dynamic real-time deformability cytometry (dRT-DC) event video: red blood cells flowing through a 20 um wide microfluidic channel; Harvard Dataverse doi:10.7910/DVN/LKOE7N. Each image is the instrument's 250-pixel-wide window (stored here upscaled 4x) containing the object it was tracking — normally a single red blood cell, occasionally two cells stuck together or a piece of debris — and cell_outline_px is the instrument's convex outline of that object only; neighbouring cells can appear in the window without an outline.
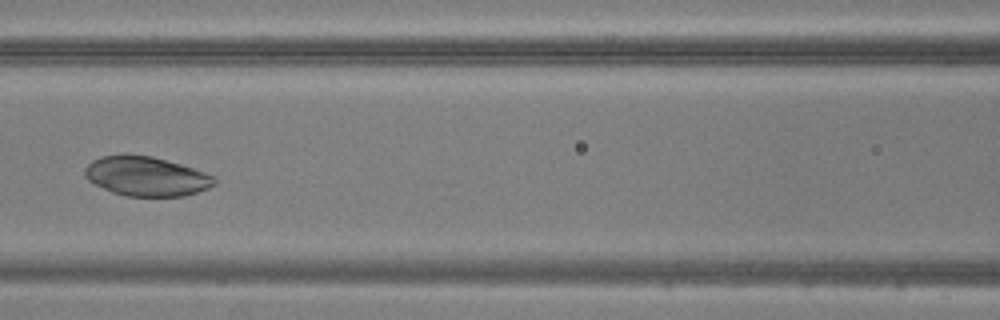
{"species": "common noctule bat (a hibernating species)", "species_latin": "Nyctalus noctula", "temperature_condition": "warm", "stored_images_in_passage": 42, "camera_frame_rate_fps": 3000, "um_per_image_px": 0.085, "animal": {"sex": "male", "body_mass_g": 20.5, "forearm_length_mm": 52.5}, "frame": {"image": 1, "passage_image": 15, "time_ms": 4.667, "image_size_px": [1000, 320], "cell_outline_px": [[216, 184], [208, 188], [184, 196], [128, 196], [112, 192], [88, 180], [84, 176], [84, 168], [92, 160], [100, 156], [124, 152], [152, 156], [180, 164], [216, 176]], "centroid_in_image_um": [12.4, 14.95], "position_along_channel_um": 154.2, "area_um2": 30.11}}
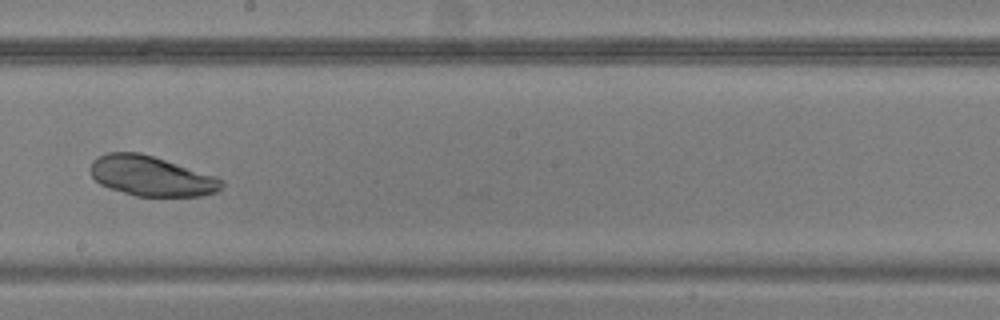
{"frame": {"image": 2, "passage_image": 21, "time_ms": 6.667, "image_size_px": [1000, 320], "cell_outline_px": [[224, 184], [216, 192], [200, 196], [136, 196], [108, 188], [100, 184], [92, 176], [92, 160], [96, 156], [108, 152], [140, 152], [216, 176], [224, 180]], "centroid_in_image_um": [12.85, 14.96], "position_along_channel_um": 235.3, "area_um2": 30.52}}
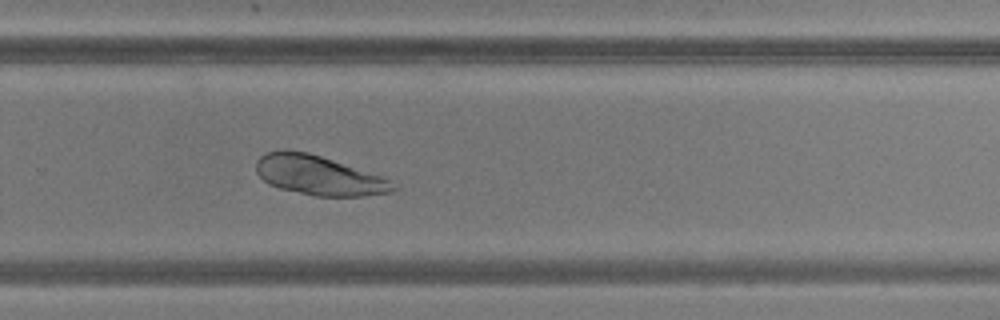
{"frame": {"image": 3, "passage_image": 26, "time_ms": 8.333, "image_size_px": [1000, 320], "cell_outline_px": [[400, 188], [392, 192], [364, 196], [316, 196], [280, 188], [268, 184], [256, 172], [256, 160], [260, 156], [268, 152], [284, 148], [288, 148], [308, 152], [384, 176]], "centroid_in_image_um": [27.11, 14.89], "position_along_channel_um": 302.7, "area_um2": 31.85}}